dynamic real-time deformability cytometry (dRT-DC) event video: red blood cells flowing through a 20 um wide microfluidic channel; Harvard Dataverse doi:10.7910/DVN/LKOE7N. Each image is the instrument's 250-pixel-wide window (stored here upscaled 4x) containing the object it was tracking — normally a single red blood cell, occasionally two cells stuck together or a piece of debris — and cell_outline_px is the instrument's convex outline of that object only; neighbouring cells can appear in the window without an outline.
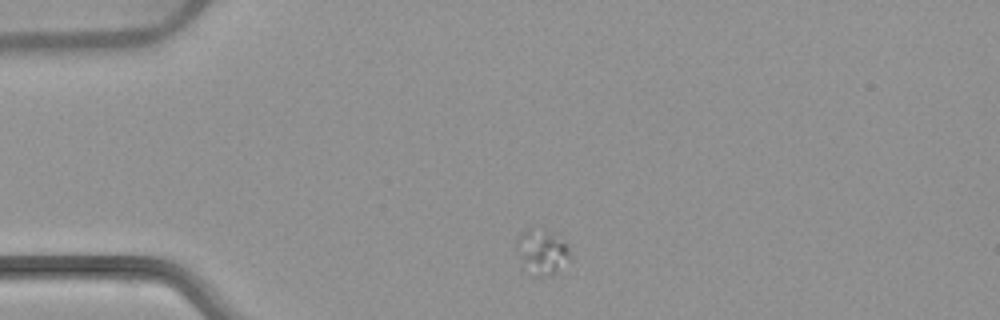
{"species": "common noctule bat (a hibernating species)", "species_latin": "Nyctalus noctula", "temperature_condition": "warm", "stored_images_in_passage": 43, "camera_frame_rate_fps": 3000, "um_per_image_px": 0.085, "animal": {"sex": "female", "body_mass_g": 22.7, "forearm_length_mm": 54.2}, "frame": {"image": 1, "passage_image": 1, "time_ms": 0.0, "image_size_px": [1000, 320], "cell_outline_px": [[572, 252], [556, 272], [552, 276], [536, 276], [524, 260], [516, 240], [516, 236], [520, 232], [532, 224], [552, 232]], "centroid_in_image_um": [46.07, 21.29], "position_along_channel_um": 38.9, "area_um2": 13.35}}
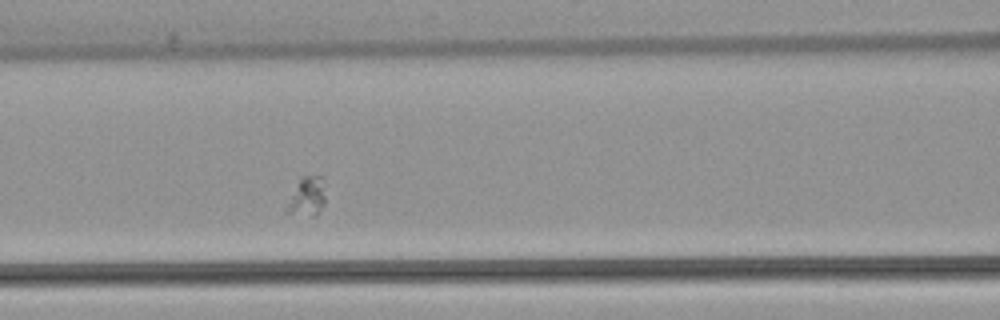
{"frame": {"image": 2, "passage_image": 12, "time_ms": 3.667, "image_size_px": [1000, 320], "cell_outline_px": [[324, 204], [316, 216], [312, 216], [284, 212], [284, 208], [296, 172], [300, 172], [324, 176]], "centroid_in_image_um": [26.0, 16.56], "position_along_channel_um": 140.6, "area_um2": 10.06}}
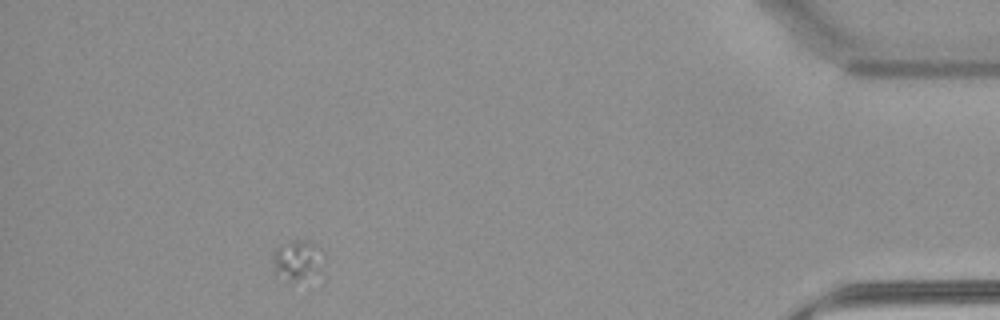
{"frame": {"image": 3, "passage_image": 38, "time_ms": 12.333, "image_size_px": [1000, 320], "cell_outline_px": [[324, 252], [316, 268], [292, 280], [276, 272], [272, 264], [272, 252], [276, 248], [292, 240], [304, 240], [316, 244]], "centroid_in_image_um": [25.18, 21.96], "position_along_channel_um": 410.0, "area_um2": 10.64}}